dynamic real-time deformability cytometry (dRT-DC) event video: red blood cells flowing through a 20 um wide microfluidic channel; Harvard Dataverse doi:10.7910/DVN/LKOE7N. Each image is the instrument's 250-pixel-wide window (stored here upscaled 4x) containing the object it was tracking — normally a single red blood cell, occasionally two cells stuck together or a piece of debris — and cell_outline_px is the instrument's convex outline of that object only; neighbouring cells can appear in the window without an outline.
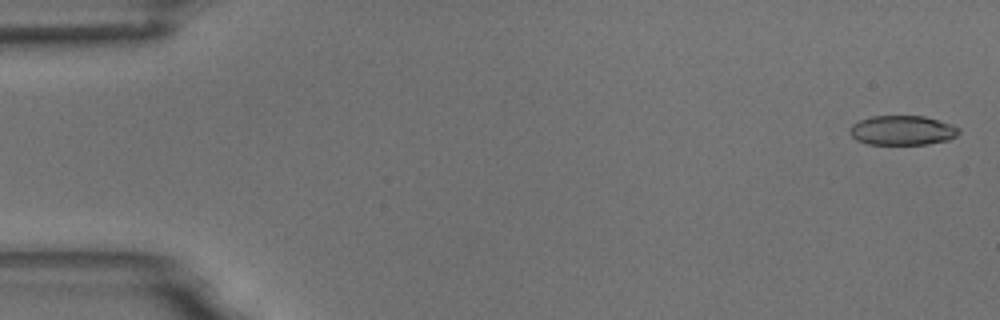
{"species": "common noctule bat (a hibernating species)", "species_latin": "Nyctalus noctula", "temperature_condition": "room temperature", "stored_images_in_passage": 7, "camera_frame_rate_fps": 3000, "um_per_image_px": 0.085, "animal": {"sex": "male", "body_mass_g": 18.8}, "frame": {"image": 1, "passage_image": 1, "time_ms": 0.0, "image_size_px": [1000, 320], "cell_outline_px": [[960, 132], [956, 136], [948, 140], [928, 144], [868, 144], [856, 140], [848, 132], [848, 128], [852, 124], [860, 120], [872, 116], [924, 116], [952, 124], [960, 128]], "centroid_in_image_um": [76.69, 11.08], "position_along_channel_um": 8.3, "area_um2": 18.9}}